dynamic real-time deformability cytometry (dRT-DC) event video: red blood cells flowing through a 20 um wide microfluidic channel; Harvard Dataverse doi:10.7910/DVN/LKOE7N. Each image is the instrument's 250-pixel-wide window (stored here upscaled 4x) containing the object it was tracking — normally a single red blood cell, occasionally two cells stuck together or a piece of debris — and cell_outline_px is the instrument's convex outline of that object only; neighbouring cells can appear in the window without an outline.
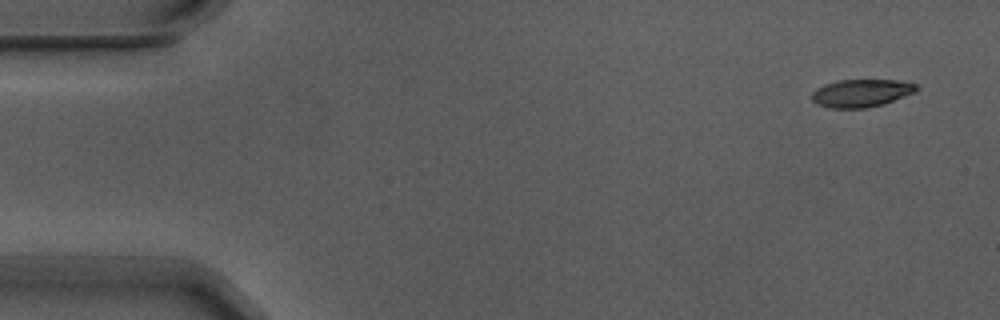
{"species": "Egyptian fruit bat (a non-hibernating species)", "species_latin": "Rousettus aegyptiacus", "temperature_condition": "warm", "stored_images_in_passage": 5, "camera_frame_rate_fps": 3000, "um_per_image_px": 0.085, "animal": {"sex": "male"}, "frame": {"image": 1, "passage_image": 1, "time_ms": 0.0, "image_size_px": [1000, 320], "cell_outline_px": [[920, 88], [916, 92], [880, 104], [864, 108], [828, 108], [816, 104], [812, 100], [812, 92], [816, 88], [824, 84], [840, 80], [896, 80], [916, 84]], "centroid_in_image_um": [73.17, 7.91], "position_along_channel_um": 11.8, "area_um2": 16.82}}